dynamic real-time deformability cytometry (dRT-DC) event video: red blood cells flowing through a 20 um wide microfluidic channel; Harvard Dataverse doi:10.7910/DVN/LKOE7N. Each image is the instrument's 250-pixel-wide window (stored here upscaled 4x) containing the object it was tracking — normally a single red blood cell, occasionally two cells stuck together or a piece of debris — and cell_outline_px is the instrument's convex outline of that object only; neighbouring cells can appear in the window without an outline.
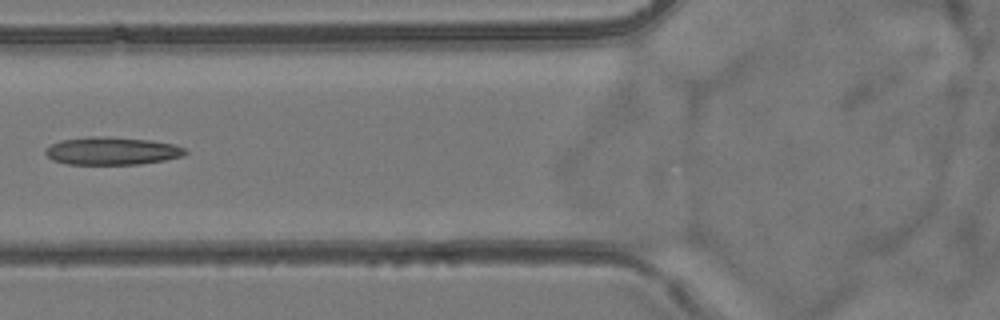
{"species": "common noctule bat (a hibernating species)", "species_latin": "Nyctalus noctula", "temperature_condition": "room temperature", "stored_images_in_passage": 7, "camera_frame_rate_fps": 3000, "um_per_image_px": 0.085, "animal": {"sex": "female", "body_mass_g": 24.6, "forearm_length_mm": 56.2}, "frame": {"image": 1, "passage_image": 6, "time_ms": 7.0, "image_size_px": [1000, 320], "cell_outline_px": [[188, 152], [184, 156], [164, 160], [140, 164], [68, 164], [52, 160], [44, 152], [52, 144], [60, 140], [92, 136], [104, 136], [152, 140], [176, 144], [184, 148]], "centroid_in_image_um": [9.56, 12.82], "position_along_channel_um": 116.2, "area_um2": 22.72}}
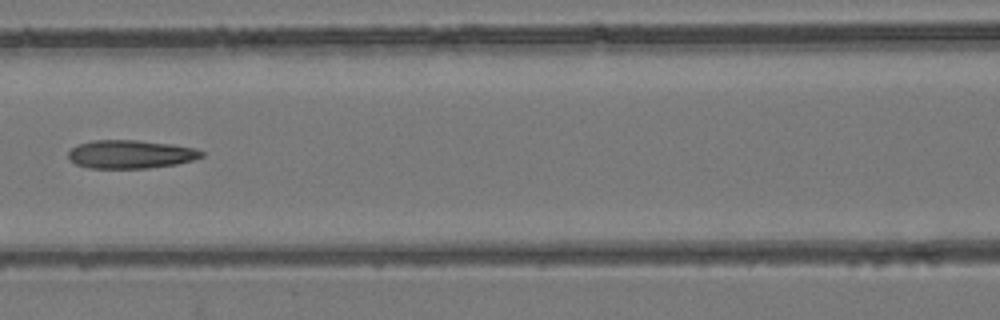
{"frame": {"image": 2, "passage_image": 7, "time_ms": 8.0, "image_size_px": [1000, 320], "cell_outline_px": [[204, 156], [192, 160], [176, 164], [148, 168], [88, 168], [76, 164], [68, 160], [68, 152], [76, 144], [92, 140], [136, 140], [172, 144], [196, 148], [204, 152]], "centroid_in_image_um": [11.07, 13.11], "position_along_channel_um": 155.5, "area_um2": 22.2}}